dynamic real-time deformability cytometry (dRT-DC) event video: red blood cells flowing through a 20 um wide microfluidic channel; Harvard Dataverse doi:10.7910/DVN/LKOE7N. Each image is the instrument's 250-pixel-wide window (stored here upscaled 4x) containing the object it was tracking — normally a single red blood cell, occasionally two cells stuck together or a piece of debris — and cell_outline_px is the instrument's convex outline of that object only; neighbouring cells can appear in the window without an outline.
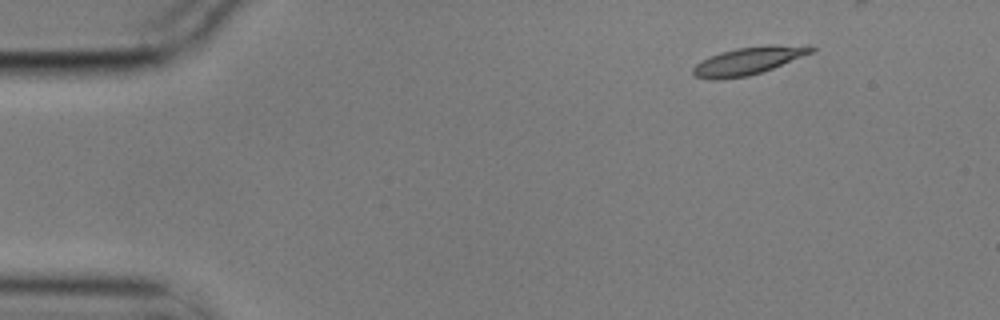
{"species": "common noctule bat (a hibernating species)", "species_latin": "Nyctalus noctula", "temperature_condition": "cold", "stored_images_in_passage": 4, "camera_frame_rate_fps": 3000, "um_per_image_px": 0.085, "animal": {"sex": "male", "body_mass_g": 17.9}, "frame": {"image": 1, "passage_image": 1, "time_ms": 0.0, "image_size_px": [1000, 320], "cell_outline_px": [[816, 48], [812, 52], [772, 68], [748, 76], [720, 80], [712, 80], [696, 76], [692, 72], [692, 68], [696, 64], [720, 52], [736, 48], [768, 44], [812, 44]], "centroid_in_image_um": [63.66, 5.14], "position_along_channel_um": 21.3, "area_um2": 19.13}}
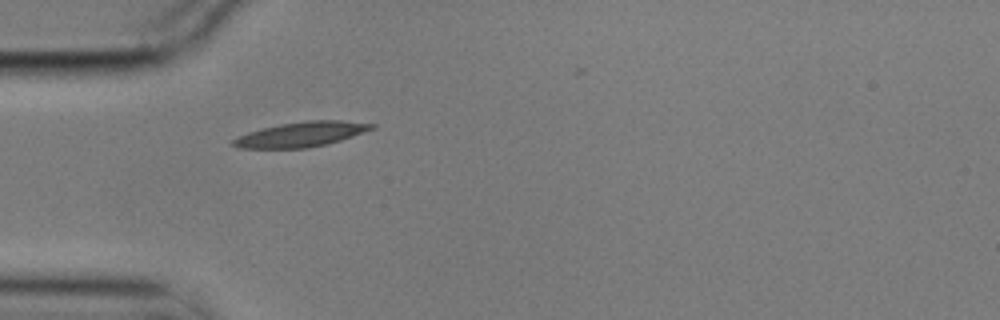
{"frame": {"image": 2, "passage_image": 4, "time_ms": 1.0, "image_size_px": [1000, 320], "cell_outline_px": [[376, 128], [340, 140], [308, 148], [240, 148], [232, 144], [232, 140], [248, 132], [280, 124], [308, 120], [340, 120], [376, 124]], "centroid_in_image_um": [25.63, 11.41], "position_along_channel_um": 59.4, "area_um2": 19.83}}